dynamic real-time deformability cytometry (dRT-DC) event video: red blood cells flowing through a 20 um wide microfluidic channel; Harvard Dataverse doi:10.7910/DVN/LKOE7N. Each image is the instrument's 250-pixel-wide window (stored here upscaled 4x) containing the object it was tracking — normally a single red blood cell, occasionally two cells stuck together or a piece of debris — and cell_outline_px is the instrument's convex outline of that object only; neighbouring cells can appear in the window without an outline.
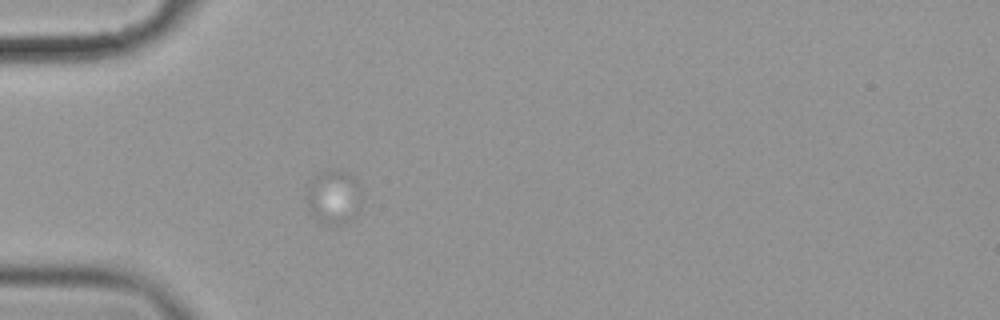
{"species": "common noctule bat (a hibernating species)", "species_latin": "Nyctalus noctula", "temperature_condition": "cold", "stored_images_in_passage": 38, "camera_frame_rate_fps": 3000, "um_per_image_px": 0.085, "animal": {"sex": "female", "body_mass_g": 19.9}, "frame": {"image": 1, "passage_image": 6, "time_ms": 1.667, "image_size_px": [1000, 320], "cell_outline_px": [[360, 208], [356, 216], [352, 220], [344, 224], [332, 224], [320, 220], [308, 212], [304, 196], [308, 180], [312, 176], [320, 172], [340, 168], [348, 172], [360, 184]], "centroid_in_image_um": [28.32, 16.7], "position_along_channel_um": 56.7, "area_um2": 18.09}}
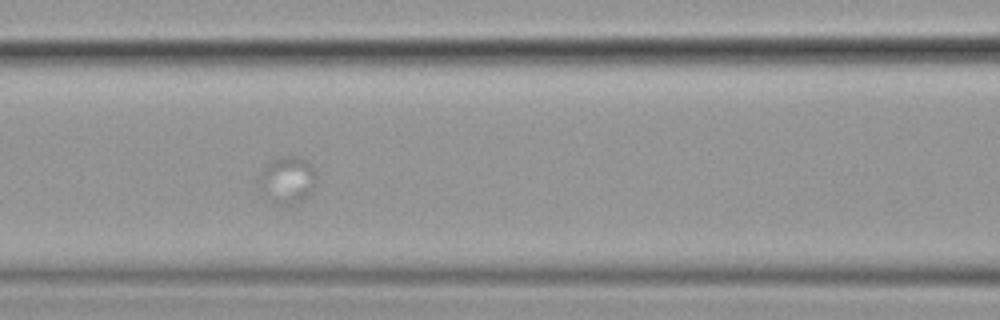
{"frame": {"image": 2, "passage_image": 16, "time_ms": 5.0, "image_size_px": [1000, 320], "cell_outline_px": [[316, 180], [312, 192], [304, 200], [288, 208], [276, 204], [260, 188], [256, 180], [264, 168], [272, 160], [284, 156], [296, 156], [304, 160], [312, 168], [316, 176]], "centroid_in_image_um": [24.42, 15.35], "position_along_channel_um": 142.2, "area_um2": 15.78}}
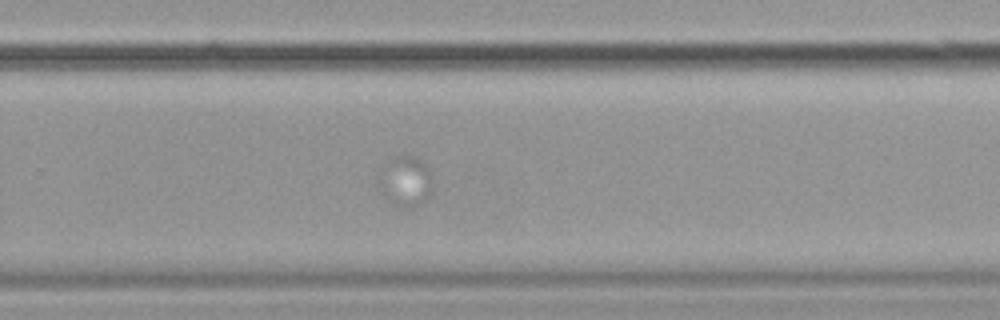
{"frame": {"image": 3, "passage_image": 32, "time_ms": 10.333, "image_size_px": [1000, 320], "cell_outline_px": [[432, 192], [428, 200], [412, 208], [396, 208], [376, 188], [380, 176], [388, 160], [404, 152], [416, 156], [428, 168], [432, 176]], "centroid_in_image_um": [34.48, 15.43], "position_along_channel_um": 295.3, "area_um2": 16.53}}